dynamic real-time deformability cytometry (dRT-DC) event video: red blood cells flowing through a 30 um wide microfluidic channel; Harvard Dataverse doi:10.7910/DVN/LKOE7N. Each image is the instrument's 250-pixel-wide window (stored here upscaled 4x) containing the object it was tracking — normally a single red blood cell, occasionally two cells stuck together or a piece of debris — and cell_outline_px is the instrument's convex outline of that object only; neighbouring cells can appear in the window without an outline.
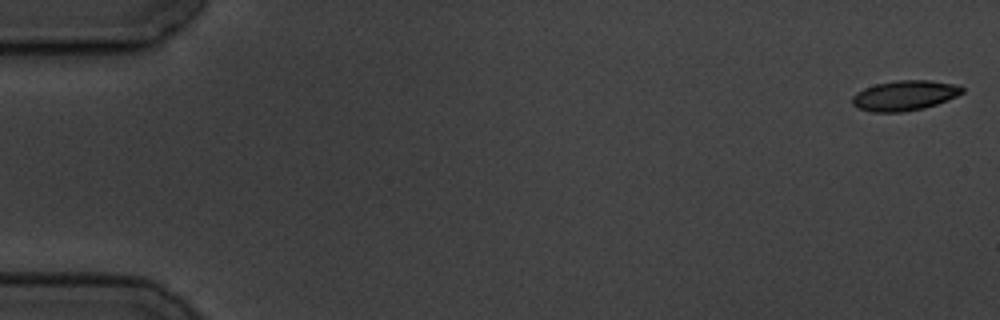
{"species": "common noctule bat (a hibernating species)", "species_latin": "Nyctalus noctula", "temperature_condition": "cold", "stored_images_in_passage": 5, "camera_frame_rate_fps": 3000, "um_per_image_px": 0.085, "animal": {"sex": "male", "body_mass_g": 19.5, "forearm_length_mm": 54.6}, "frame": {"image": 1, "passage_image": 1, "time_ms": 0.0, "image_size_px": [1000, 320], "cell_outline_px": [[964, 92], [948, 100], [924, 108], [900, 112], [872, 112], [856, 108], [852, 104], [852, 96], [856, 92], [864, 88], [876, 84], [896, 80], [928, 80], [960, 84], [964, 88]], "centroid_in_image_um": [76.89, 8.11], "position_along_channel_um": 8.1, "area_um2": 19.48}}
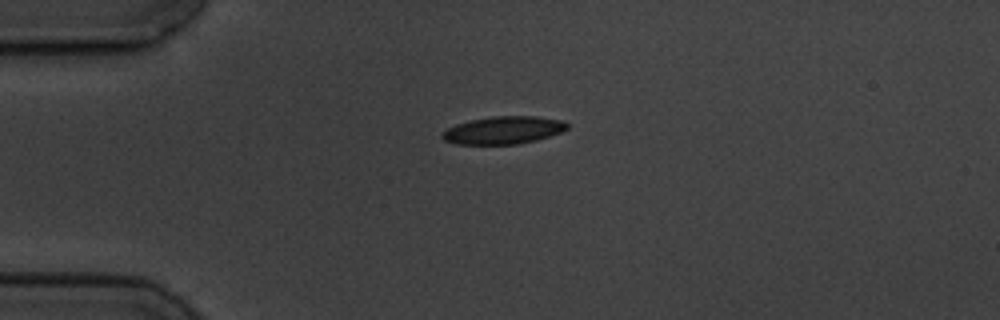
{"frame": {"image": 2, "passage_image": 4, "time_ms": 4.333, "image_size_px": [1000, 320], "cell_outline_px": [[568, 128], [560, 132], [536, 140], [516, 144], [456, 144], [444, 140], [440, 136], [440, 132], [456, 124], [468, 120], [492, 116], [536, 116], [560, 120], [568, 124]], "centroid_in_image_um": [42.73, 11.06], "position_along_channel_um": 42.3, "area_um2": 20.11}}